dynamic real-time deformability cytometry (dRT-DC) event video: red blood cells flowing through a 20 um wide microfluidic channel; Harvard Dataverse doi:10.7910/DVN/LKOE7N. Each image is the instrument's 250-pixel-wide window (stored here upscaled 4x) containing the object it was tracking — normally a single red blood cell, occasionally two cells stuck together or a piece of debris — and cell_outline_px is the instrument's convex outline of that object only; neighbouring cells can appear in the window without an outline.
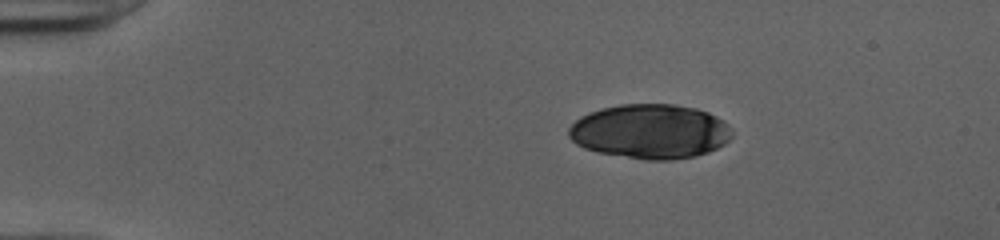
{"species": "human", "species_latin": "Homo sapiens", "temperature_condition": "cold", "stored_images_in_passage": 43, "camera_frame_rate_fps": 3000, "um_per_image_px": 0.085, "donor": {"sex": "female"}, "frame": {"image": 1, "passage_image": 1, "time_ms": 0.0, "image_size_px": [1000, 240], "cell_outline_px": [[732, 136], [724, 144], [708, 152], [696, 156], [672, 160], [644, 160], [596, 152], [584, 148], [576, 144], [568, 136], [568, 128], [580, 116], [600, 108], [620, 104], [672, 104], [696, 108], [708, 112], [716, 116], [728, 124], [732, 132]], "centroid_in_image_um": [55.25, 11.18], "position_along_channel_um": 29.8, "area_um2": 52.19}}
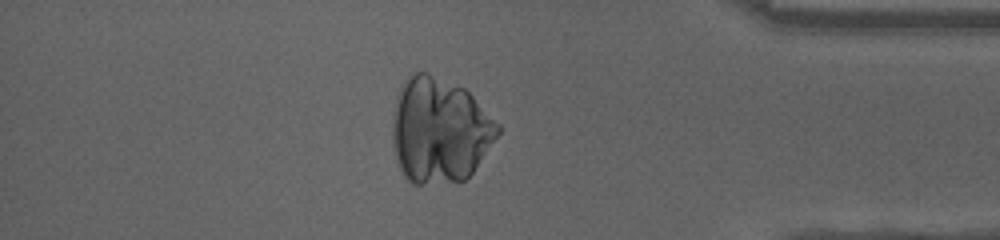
{"frame": {"image": 2, "passage_image": 36, "time_ms": 11.667, "image_size_px": [1000, 240], "cell_outline_px": [[500, 132], [472, 172], [464, 180], [420, 184], [412, 184], [404, 176], [396, 160], [392, 144], [392, 112], [396, 96], [404, 80], [416, 72], [428, 72], [464, 88], [500, 124]], "centroid_in_image_um": [37.33, 11.06], "position_along_channel_um": 397.9, "area_um2": 64.62}}